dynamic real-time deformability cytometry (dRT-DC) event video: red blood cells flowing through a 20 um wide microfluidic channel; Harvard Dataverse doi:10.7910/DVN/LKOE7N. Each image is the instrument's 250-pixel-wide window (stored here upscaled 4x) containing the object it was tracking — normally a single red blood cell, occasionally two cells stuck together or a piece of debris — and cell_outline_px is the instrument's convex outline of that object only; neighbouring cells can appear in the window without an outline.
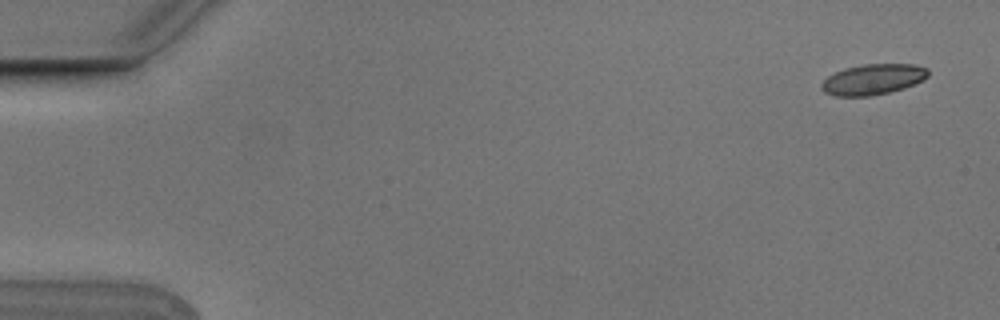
{"species": "Egyptian fruit bat (a non-hibernating species)", "species_latin": "Rousettus aegyptiacus", "temperature_condition": "cold", "stored_images_in_passage": 4, "camera_frame_rate_fps": 3000, "um_per_image_px": 0.085, "animal": {"sex": "male"}, "frame": {"image": 1, "passage_image": 1, "time_ms": 0.0, "image_size_px": [1000, 320], "cell_outline_px": [[928, 76], [924, 80], [904, 88], [872, 96], [836, 96], [824, 92], [820, 88], [820, 84], [828, 76], [844, 68], [864, 64], [916, 64], [928, 68]], "centroid_in_image_um": [74.21, 6.74], "position_along_channel_um": 10.8, "area_um2": 19.13}}
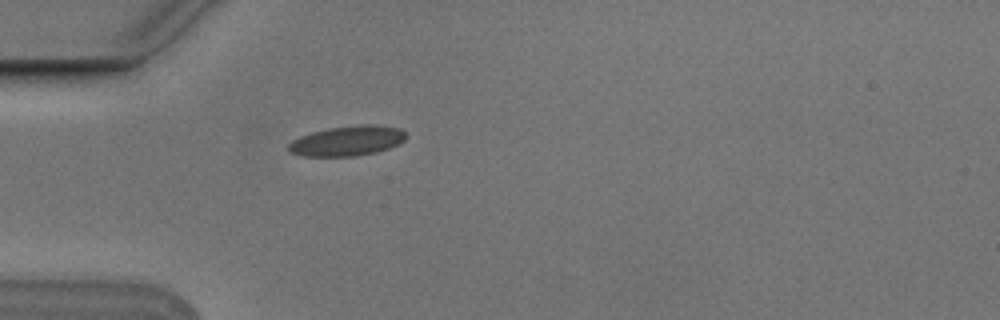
{"frame": {"image": 2, "passage_image": 4, "time_ms": 1.0, "image_size_px": [1000, 320], "cell_outline_px": [[408, 136], [404, 140], [388, 148], [376, 152], [356, 156], [300, 156], [288, 152], [288, 144], [292, 140], [300, 136], [312, 132], [328, 128], [360, 124], [376, 124], [400, 128]], "centroid_in_image_um": [29.5, 11.97], "position_along_channel_um": 55.5, "area_um2": 20.69}}